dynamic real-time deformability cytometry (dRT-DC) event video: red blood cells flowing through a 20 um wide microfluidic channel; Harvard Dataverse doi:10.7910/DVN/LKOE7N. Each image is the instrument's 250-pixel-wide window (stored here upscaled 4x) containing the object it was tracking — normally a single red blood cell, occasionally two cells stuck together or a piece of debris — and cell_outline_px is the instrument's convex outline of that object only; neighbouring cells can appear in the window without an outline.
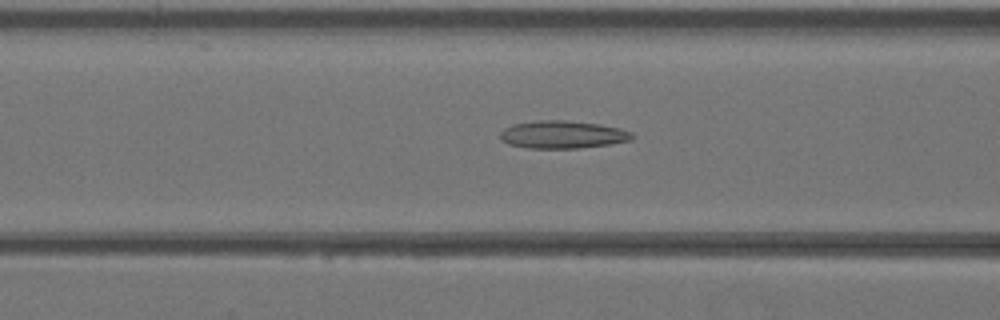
{"species": "Egyptian fruit bat (a non-hibernating species)", "species_latin": "Rousettus aegyptiacus", "temperature_condition": "warm", "stored_images_in_passage": 42, "camera_frame_rate_fps": 3000, "um_per_image_px": 0.085, "animal": {"sex": "female"}, "frame": {"image": 1, "passage_image": 17, "time_ms": 5.333, "image_size_px": [1000, 320], "cell_outline_px": [[632, 140], [612, 144], [580, 148], [528, 148], [508, 144], [500, 140], [500, 132], [504, 128], [512, 124], [536, 120], [564, 120], [600, 124], [620, 128], [632, 132]], "centroid_in_image_um": [47.8, 11.44], "position_along_channel_um": 118.8, "area_um2": 21.5}}
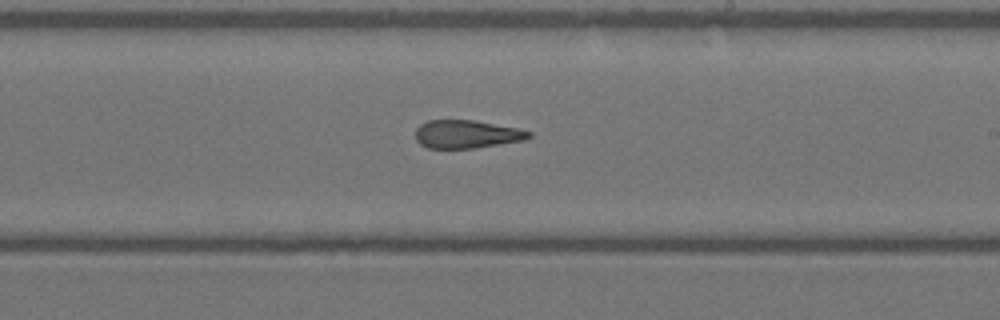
{"frame": {"image": 2, "passage_image": 25, "time_ms": 8.0, "image_size_px": [1000, 320], "cell_outline_px": [[532, 136], [524, 140], [476, 148], [428, 148], [420, 144], [416, 140], [416, 128], [420, 124], [428, 120], [472, 120], [516, 128], [532, 132]], "centroid_in_image_um": [39.65, 11.41], "position_along_channel_um": 249.4, "area_um2": 18.5}}
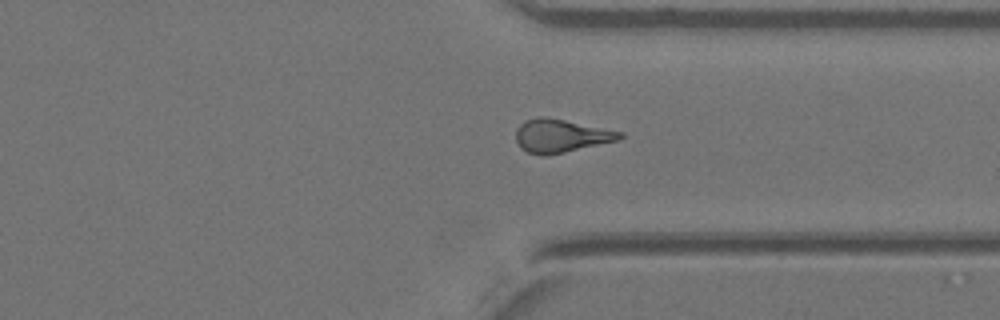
{"frame": {"image": 3, "passage_image": 32, "time_ms": 10.333, "image_size_px": [1000, 320], "cell_outline_px": [[624, 136], [620, 140], [564, 152], [544, 156], [540, 156], [528, 152], [520, 148], [516, 140], [516, 128], [524, 120], [540, 116], [544, 116], [624, 132]], "centroid_in_image_um": [47.66, 11.54], "position_along_channel_um": 363.7, "area_um2": 20.17}}